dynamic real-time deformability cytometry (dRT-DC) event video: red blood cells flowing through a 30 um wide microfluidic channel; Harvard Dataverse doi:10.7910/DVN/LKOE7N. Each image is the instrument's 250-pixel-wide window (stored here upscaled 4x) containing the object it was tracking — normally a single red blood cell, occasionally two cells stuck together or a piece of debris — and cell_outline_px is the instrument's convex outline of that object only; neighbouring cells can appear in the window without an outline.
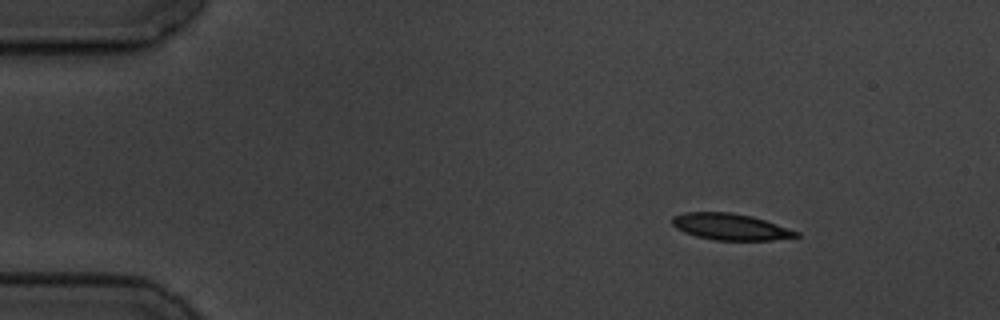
{"species": "common noctule bat (a hibernating species)", "species_latin": "Nyctalus noctula", "temperature_condition": "cold", "stored_images_in_passage": 8, "camera_frame_rate_fps": 3000, "um_per_image_px": 0.085, "animal": {"sex": "male", "body_mass_g": 19.5, "forearm_length_mm": 54.6}, "frame": {"image": 1, "passage_image": 1, "time_ms": 0.0, "image_size_px": [1000, 320], "cell_outline_px": [[800, 236], [772, 240], [716, 240], [696, 236], [684, 232], [676, 228], [672, 224], [672, 216], [684, 212], [732, 212], [752, 216], [800, 232]], "centroid_in_image_um": [62.06, 19.27], "position_along_channel_um": 22.9, "area_um2": 19.07}}
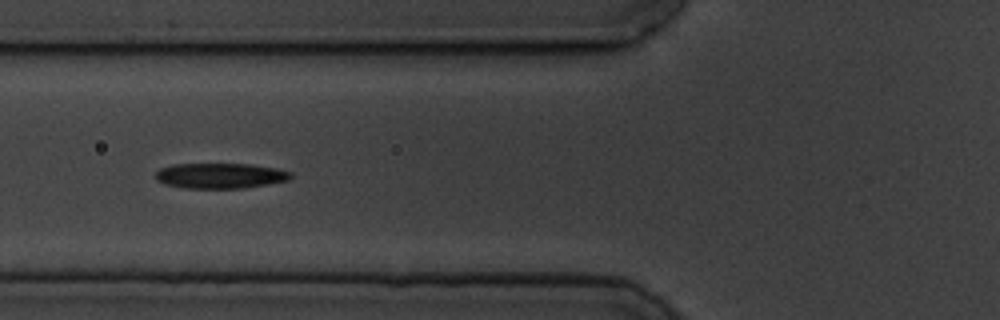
{"frame": {"image": 2, "passage_image": 5, "time_ms": 4.667, "image_size_px": [1000, 320], "cell_outline_px": [[292, 176], [288, 180], [244, 188], [184, 188], [164, 184], [156, 180], [156, 172], [160, 168], [172, 164], [252, 164], [276, 168], [292, 172]], "centroid_in_image_um": [18.7, 14.93], "position_along_channel_um": 107.1, "area_um2": 20.0}}
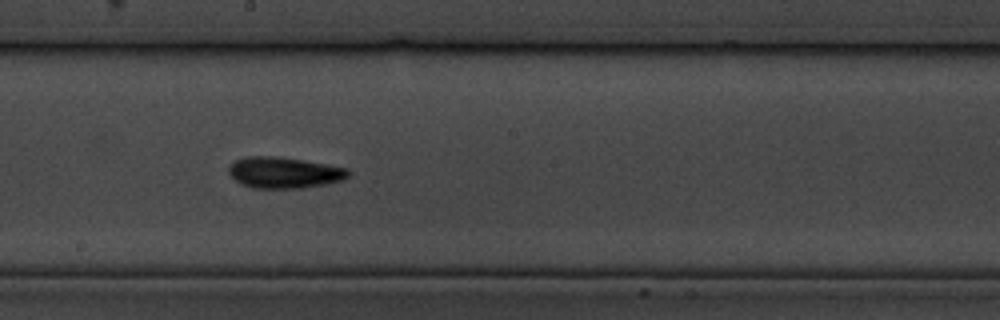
{"frame": {"image": 3, "passage_image": 8, "time_ms": 8.0, "image_size_px": [1000, 320], "cell_outline_px": [[352, 172], [344, 180], [324, 184], [300, 188], [252, 188], [240, 184], [228, 172], [228, 164], [236, 160], [248, 156], [276, 156], [304, 160], [328, 164], [348, 168]], "centroid_in_image_um": [24.16, 14.66], "position_along_channel_um": 224.0, "area_um2": 21.91}}